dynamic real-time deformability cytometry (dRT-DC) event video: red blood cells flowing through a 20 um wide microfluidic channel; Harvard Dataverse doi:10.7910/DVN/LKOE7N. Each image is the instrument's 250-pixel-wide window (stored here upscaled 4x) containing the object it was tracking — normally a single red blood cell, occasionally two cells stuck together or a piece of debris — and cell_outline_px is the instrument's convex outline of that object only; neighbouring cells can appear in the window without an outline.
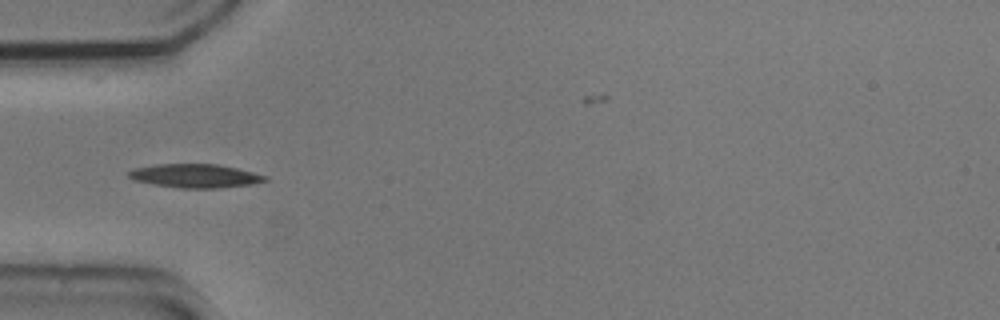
{"species": "common noctule bat (a hibernating species)", "species_latin": "Nyctalus noctula", "temperature_condition": "cold", "stored_images_in_passage": 36, "camera_frame_rate_fps": 3000, "um_per_image_px": 0.085, "animal": {"sex": "male", "body_mass_g": 20.5, "forearm_length_mm": 52.5}, "frame": {"image": 1, "passage_image": 11, "time_ms": 3.333, "image_size_px": [1000, 320], "cell_outline_px": [[268, 180], [252, 184], [220, 188], [180, 188], [156, 184], [136, 180], [128, 176], [128, 172], [132, 168], [156, 164], [216, 164], [236, 168], [268, 176]], "centroid_in_image_um": [16.6, 14.94], "position_along_channel_um": 68.4, "area_um2": 18.67}}
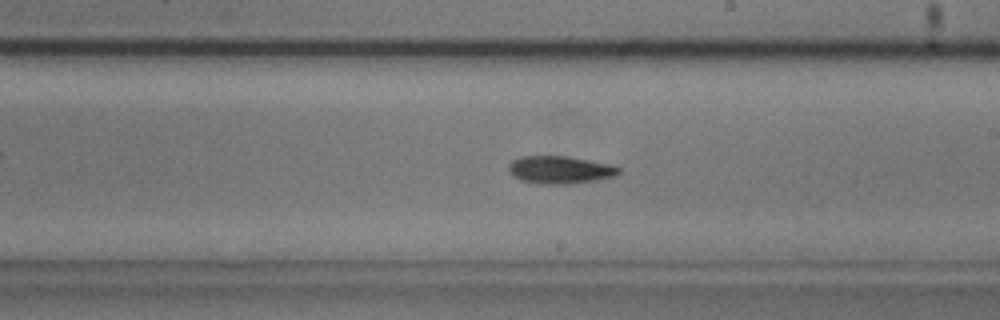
{"frame": {"image": 2, "passage_image": 25, "time_ms": 8.0, "image_size_px": [1000, 320], "cell_outline_px": [[620, 172], [616, 176], [596, 180], [572, 184], [540, 184], [520, 180], [512, 176], [508, 172], [508, 164], [512, 160], [520, 156], [568, 156], [612, 164], [620, 168]], "centroid_in_image_um": [47.58, 14.43], "position_along_channel_um": 241.4, "area_um2": 18.09}, "authors_computed_cell_mechanics": {"area_um2": 17.6579, "velocity_mm_per_s": 3.6934, "shape_relaxation_time_tau1_ms": 3.0631, "shape_relaxation_time_tau2_ms": null, "deformation_change_tau1": 0.1062, "deformation_change_tau2": null}}